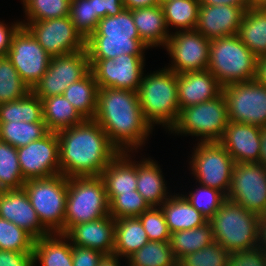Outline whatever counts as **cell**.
Wrapping results in <instances>:
<instances>
[{"instance_id":"7dc6e473","label":"cell","mask_w":266,"mask_h":266,"mask_svg":"<svg viewBox=\"0 0 266 266\" xmlns=\"http://www.w3.org/2000/svg\"><path fill=\"white\" fill-rule=\"evenodd\" d=\"M227 266H266L264 252L258 247L231 252Z\"/></svg>"},{"instance_id":"91938a15","label":"cell","mask_w":266,"mask_h":266,"mask_svg":"<svg viewBox=\"0 0 266 266\" xmlns=\"http://www.w3.org/2000/svg\"><path fill=\"white\" fill-rule=\"evenodd\" d=\"M251 8H266V0H249Z\"/></svg>"},{"instance_id":"1f68e13d","label":"cell","mask_w":266,"mask_h":266,"mask_svg":"<svg viewBox=\"0 0 266 266\" xmlns=\"http://www.w3.org/2000/svg\"><path fill=\"white\" fill-rule=\"evenodd\" d=\"M98 91V84L90 71L79 81L70 84L63 95L85 120H93L97 110Z\"/></svg>"},{"instance_id":"f35d334b","label":"cell","mask_w":266,"mask_h":266,"mask_svg":"<svg viewBox=\"0 0 266 266\" xmlns=\"http://www.w3.org/2000/svg\"><path fill=\"white\" fill-rule=\"evenodd\" d=\"M30 91L10 59L0 57V104L21 99Z\"/></svg>"},{"instance_id":"db71d44e","label":"cell","mask_w":266,"mask_h":266,"mask_svg":"<svg viewBox=\"0 0 266 266\" xmlns=\"http://www.w3.org/2000/svg\"><path fill=\"white\" fill-rule=\"evenodd\" d=\"M159 0H123L125 9L133 10L136 8L152 7L159 5Z\"/></svg>"},{"instance_id":"9c48e42d","label":"cell","mask_w":266,"mask_h":266,"mask_svg":"<svg viewBox=\"0 0 266 266\" xmlns=\"http://www.w3.org/2000/svg\"><path fill=\"white\" fill-rule=\"evenodd\" d=\"M41 224L51 233L64 234L68 177L28 179L23 185Z\"/></svg>"},{"instance_id":"cb8c5ba5","label":"cell","mask_w":266,"mask_h":266,"mask_svg":"<svg viewBox=\"0 0 266 266\" xmlns=\"http://www.w3.org/2000/svg\"><path fill=\"white\" fill-rule=\"evenodd\" d=\"M130 155V152H119L101 173L109 203L120 193L137 188V161Z\"/></svg>"},{"instance_id":"30bf717a","label":"cell","mask_w":266,"mask_h":266,"mask_svg":"<svg viewBox=\"0 0 266 266\" xmlns=\"http://www.w3.org/2000/svg\"><path fill=\"white\" fill-rule=\"evenodd\" d=\"M190 157V169L199 184L218 189L227 195L234 160L219 142L199 143Z\"/></svg>"},{"instance_id":"681fc988","label":"cell","mask_w":266,"mask_h":266,"mask_svg":"<svg viewBox=\"0 0 266 266\" xmlns=\"http://www.w3.org/2000/svg\"><path fill=\"white\" fill-rule=\"evenodd\" d=\"M0 266H34L33 252L0 250Z\"/></svg>"},{"instance_id":"ab89813d","label":"cell","mask_w":266,"mask_h":266,"mask_svg":"<svg viewBox=\"0 0 266 266\" xmlns=\"http://www.w3.org/2000/svg\"><path fill=\"white\" fill-rule=\"evenodd\" d=\"M69 17L75 29L86 40L95 32L100 20L96 0H71Z\"/></svg>"},{"instance_id":"5bb4252c","label":"cell","mask_w":266,"mask_h":266,"mask_svg":"<svg viewBox=\"0 0 266 266\" xmlns=\"http://www.w3.org/2000/svg\"><path fill=\"white\" fill-rule=\"evenodd\" d=\"M51 56H62L85 50V39L75 29L69 16L42 21H21Z\"/></svg>"},{"instance_id":"60d3db41","label":"cell","mask_w":266,"mask_h":266,"mask_svg":"<svg viewBox=\"0 0 266 266\" xmlns=\"http://www.w3.org/2000/svg\"><path fill=\"white\" fill-rule=\"evenodd\" d=\"M27 21H42L69 16L71 0H21Z\"/></svg>"},{"instance_id":"f907efd6","label":"cell","mask_w":266,"mask_h":266,"mask_svg":"<svg viewBox=\"0 0 266 266\" xmlns=\"http://www.w3.org/2000/svg\"><path fill=\"white\" fill-rule=\"evenodd\" d=\"M21 26V21H16L11 26L0 21V57L7 56L12 38Z\"/></svg>"},{"instance_id":"d6a6232c","label":"cell","mask_w":266,"mask_h":266,"mask_svg":"<svg viewBox=\"0 0 266 266\" xmlns=\"http://www.w3.org/2000/svg\"><path fill=\"white\" fill-rule=\"evenodd\" d=\"M214 242L210 222L194 229L171 233L170 246L177 261L182 257L206 248Z\"/></svg>"},{"instance_id":"83f0119b","label":"cell","mask_w":266,"mask_h":266,"mask_svg":"<svg viewBox=\"0 0 266 266\" xmlns=\"http://www.w3.org/2000/svg\"><path fill=\"white\" fill-rule=\"evenodd\" d=\"M33 262L34 266L37 262L41 266H73L72 244L64 234L60 233L35 239Z\"/></svg>"},{"instance_id":"f1b7e54d","label":"cell","mask_w":266,"mask_h":266,"mask_svg":"<svg viewBox=\"0 0 266 266\" xmlns=\"http://www.w3.org/2000/svg\"><path fill=\"white\" fill-rule=\"evenodd\" d=\"M147 242H149L147 233L138 217H123L115 220L113 253L127 260Z\"/></svg>"},{"instance_id":"680465c9","label":"cell","mask_w":266,"mask_h":266,"mask_svg":"<svg viewBox=\"0 0 266 266\" xmlns=\"http://www.w3.org/2000/svg\"><path fill=\"white\" fill-rule=\"evenodd\" d=\"M260 148H261V152L259 156V163L266 167V127L262 128Z\"/></svg>"},{"instance_id":"ee69618b","label":"cell","mask_w":266,"mask_h":266,"mask_svg":"<svg viewBox=\"0 0 266 266\" xmlns=\"http://www.w3.org/2000/svg\"><path fill=\"white\" fill-rule=\"evenodd\" d=\"M151 206L135 190L120 193L109 203V214L116 220L123 217H138Z\"/></svg>"},{"instance_id":"7402d4cb","label":"cell","mask_w":266,"mask_h":266,"mask_svg":"<svg viewBox=\"0 0 266 266\" xmlns=\"http://www.w3.org/2000/svg\"><path fill=\"white\" fill-rule=\"evenodd\" d=\"M179 109L211 100L223 93V86L209 71L177 74Z\"/></svg>"},{"instance_id":"484cf974","label":"cell","mask_w":266,"mask_h":266,"mask_svg":"<svg viewBox=\"0 0 266 266\" xmlns=\"http://www.w3.org/2000/svg\"><path fill=\"white\" fill-rule=\"evenodd\" d=\"M155 162L150 157L137 161L136 190L150 206H161L171 194L167 192L162 169Z\"/></svg>"},{"instance_id":"4fadbf2b","label":"cell","mask_w":266,"mask_h":266,"mask_svg":"<svg viewBox=\"0 0 266 266\" xmlns=\"http://www.w3.org/2000/svg\"><path fill=\"white\" fill-rule=\"evenodd\" d=\"M90 72V61L85 50L51 57L47 72L31 91L41 100L62 95L72 83L79 81Z\"/></svg>"},{"instance_id":"f5cc1de1","label":"cell","mask_w":266,"mask_h":266,"mask_svg":"<svg viewBox=\"0 0 266 266\" xmlns=\"http://www.w3.org/2000/svg\"><path fill=\"white\" fill-rule=\"evenodd\" d=\"M200 5H230L236 7H251L249 0H199Z\"/></svg>"},{"instance_id":"7a4b0ae2","label":"cell","mask_w":266,"mask_h":266,"mask_svg":"<svg viewBox=\"0 0 266 266\" xmlns=\"http://www.w3.org/2000/svg\"><path fill=\"white\" fill-rule=\"evenodd\" d=\"M57 136L60 171L65 177L101 176L120 152L94 120L59 130Z\"/></svg>"},{"instance_id":"6f0895ef","label":"cell","mask_w":266,"mask_h":266,"mask_svg":"<svg viewBox=\"0 0 266 266\" xmlns=\"http://www.w3.org/2000/svg\"><path fill=\"white\" fill-rule=\"evenodd\" d=\"M119 258L121 259L122 257L116 253L103 254L98 266H120Z\"/></svg>"},{"instance_id":"11a10c76","label":"cell","mask_w":266,"mask_h":266,"mask_svg":"<svg viewBox=\"0 0 266 266\" xmlns=\"http://www.w3.org/2000/svg\"><path fill=\"white\" fill-rule=\"evenodd\" d=\"M257 247L266 253V215L260 216L259 219Z\"/></svg>"},{"instance_id":"d6986e66","label":"cell","mask_w":266,"mask_h":266,"mask_svg":"<svg viewBox=\"0 0 266 266\" xmlns=\"http://www.w3.org/2000/svg\"><path fill=\"white\" fill-rule=\"evenodd\" d=\"M251 7L200 5L195 30L208 40L237 35L243 15Z\"/></svg>"},{"instance_id":"9a60e30c","label":"cell","mask_w":266,"mask_h":266,"mask_svg":"<svg viewBox=\"0 0 266 266\" xmlns=\"http://www.w3.org/2000/svg\"><path fill=\"white\" fill-rule=\"evenodd\" d=\"M145 55H120L115 59H89L90 71L99 88L138 91L141 84Z\"/></svg>"},{"instance_id":"9f6ffc18","label":"cell","mask_w":266,"mask_h":266,"mask_svg":"<svg viewBox=\"0 0 266 266\" xmlns=\"http://www.w3.org/2000/svg\"><path fill=\"white\" fill-rule=\"evenodd\" d=\"M255 79L263 86H266V56L257 59Z\"/></svg>"},{"instance_id":"277c9868","label":"cell","mask_w":266,"mask_h":266,"mask_svg":"<svg viewBox=\"0 0 266 266\" xmlns=\"http://www.w3.org/2000/svg\"><path fill=\"white\" fill-rule=\"evenodd\" d=\"M139 104L145 120L171 130L179 118L177 74L167 67L143 75L138 88Z\"/></svg>"},{"instance_id":"d590c367","label":"cell","mask_w":266,"mask_h":266,"mask_svg":"<svg viewBox=\"0 0 266 266\" xmlns=\"http://www.w3.org/2000/svg\"><path fill=\"white\" fill-rule=\"evenodd\" d=\"M48 132L45 122H0V140L16 148L40 140Z\"/></svg>"},{"instance_id":"e0dca14e","label":"cell","mask_w":266,"mask_h":266,"mask_svg":"<svg viewBox=\"0 0 266 266\" xmlns=\"http://www.w3.org/2000/svg\"><path fill=\"white\" fill-rule=\"evenodd\" d=\"M164 48L172 59L167 68L176 74L207 70L210 40L197 30L172 32Z\"/></svg>"},{"instance_id":"f6af8a7d","label":"cell","mask_w":266,"mask_h":266,"mask_svg":"<svg viewBox=\"0 0 266 266\" xmlns=\"http://www.w3.org/2000/svg\"><path fill=\"white\" fill-rule=\"evenodd\" d=\"M229 255L221 244L214 241L206 248L182 257L178 266H227Z\"/></svg>"},{"instance_id":"8992f818","label":"cell","mask_w":266,"mask_h":266,"mask_svg":"<svg viewBox=\"0 0 266 266\" xmlns=\"http://www.w3.org/2000/svg\"><path fill=\"white\" fill-rule=\"evenodd\" d=\"M257 57L232 35L210 41L209 70L224 87L256 78Z\"/></svg>"},{"instance_id":"52a82bcc","label":"cell","mask_w":266,"mask_h":266,"mask_svg":"<svg viewBox=\"0 0 266 266\" xmlns=\"http://www.w3.org/2000/svg\"><path fill=\"white\" fill-rule=\"evenodd\" d=\"M108 215L109 202L101 176L68 177L64 234L76 224Z\"/></svg>"},{"instance_id":"816d5d0a","label":"cell","mask_w":266,"mask_h":266,"mask_svg":"<svg viewBox=\"0 0 266 266\" xmlns=\"http://www.w3.org/2000/svg\"><path fill=\"white\" fill-rule=\"evenodd\" d=\"M96 5L100 19L116 16L124 9L123 0H96Z\"/></svg>"},{"instance_id":"4316f807","label":"cell","mask_w":266,"mask_h":266,"mask_svg":"<svg viewBox=\"0 0 266 266\" xmlns=\"http://www.w3.org/2000/svg\"><path fill=\"white\" fill-rule=\"evenodd\" d=\"M160 208L171 233L194 229L208 222L206 217L190 204L184 194H172Z\"/></svg>"},{"instance_id":"e575fe53","label":"cell","mask_w":266,"mask_h":266,"mask_svg":"<svg viewBox=\"0 0 266 266\" xmlns=\"http://www.w3.org/2000/svg\"><path fill=\"white\" fill-rule=\"evenodd\" d=\"M167 28L178 31L194 30L200 7L199 0H171L161 4ZM174 26V27H173Z\"/></svg>"},{"instance_id":"c3c4849f","label":"cell","mask_w":266,"mask_h":266,"mask_svg":"<svg viewBox=\"0 0 266 266\" xmlns=\"http://www.w3.org/2000/svg\"><path fill=\"white\" fill-rule=\"evenodd\" d=\"M102 255L98 250L72 245L73 266H98Z\"/></svg>"},{"instance_id":"7c38bea8","label":"cell","mask_w":266,"mask_h":266,"mask_svg":"<svg viewBox=\"0 0 266 266\" xmlns=\"http://www.w3.org/2000/svg\"><path fill=\"white\" fill-rule=\"evenodd\" d=\"M226 198L258 216L266 215V167L260 163H235Z\"/></svg>"},{"instance_id":"6da1fadb","label":"cell","mask_w":266,"mask_h":266,"mask_svg":"<svg viewBox=\"0 0 266 266\" xmlns=\"http://www.w3.org/2000/svg\"><path fill=\"white\" fill-rule=\"evenodd\" d=\"M120 152H137L153 128L145 120L137 91L99 88L93 118Z\"/></svg>"},{"instance_id":"ac0fdd59","label":"cell","mask_w":266,"mask_h":266,"mask_svg":"<svg viewBox=\"0 0 266 266\" xmlns=\"http://www.w3.org/2000/svg\"><path fill=\"white\" fill-rule=\"evenodd\" d=\"M17 155L25 180L49 178L61 174L57 132L49 131L40 140L17 148Z\"/></svg>"},{"instance_id":"4dcf8cb0","label":"cell","mask_w":266,"mask_h":266,"mask_svg":"<svg viewBox=\"0 0 266 266\" xmlns=\"http://www.w3.org/2000/svg\"><path fill=\"white\" fill-rule=\"evenodd\" d=\"M237 35L257 58L266 56V8L246 10Z\"/></svg>"},{"instance_id":"d4e9b609","label":"cell","mask_w":266,"mask_h":266,"mask_svg":"<svg viewBox=\"0 0 266 266\" xmlns=\"http://www.w3.org/2000/svg\"><path fill=\"white\" fill-rule=\"evenodd\" d=\"M140 39L149 47L166 46L169 36L164 12L159 4L131 10Z\"/></svg>"},{"instance_id":"f546056e","label":"cell","mask_w":266,"mask_h":266,"mask_svg":"<svg viewBox=\"0 0 266 266\" xmlns=\"http://www.w3.org/2000/svg\"><path fill=\"white\" fill-rule=\"evenodd\" d=\"M42 111L43 121L51 132H58L85 121L63 94L43 98Z\"/></svg>"},{"instance_id":"3957f363","label":"cell","mask_w":266,"mask_h":266,"mask_svg":"<svg viewBox=\"0 0 266 266\" xmlns=\"http://www.w3.org/2000/svg\"><path fill=\"white\" fill-rule=\"evenodd\" d=\"M89 59H115L120 55H144L149 47L140 39L132 12L101 18L95 32L85 41Z\"/></svg>"},{"instance_id":"b9f144b4","label":"cell","mask_w":266,"mask_h":266,"mask_svg":"<svg viewBox=\"0 0 266 266\" xmlns=\"http://www.w3.org/2000/svg\"><path fill=\"white\" fill-rule=\"evenodd\" d=\"M35 238L14 223L0 218V250L33 252Z\"/></svg>"},{"instance_id":"44dd1931","label":"cell","mask_w":266,"mask_h":266,"mask_svg":"<svg viewBox=\"0 0 266 266\" xmlns=\"http://www.w3.org/2000/svg\"><path fill=\"white\" fill-rule=\"evenodd\" d=\"M0 218L23 228L35 239L51 234L42 224L25 190L0 191Z\"/></svg>"},{"instance_id":"8fae6325","label":"cell","mask_w":266,"mask_h":266,"mask_svg":"<svg viewBox=\"0 0 266 266\" xmlns=\"http://www.w3.org/2000/svg\"><path fill=\"white\" fill-rule=\"evenodd\" d=\"M231 122L266 127V86L256 79L223 87Z\"/></svg>"},{"instance_id":"603a6c76","label":"cell","mask_w":266,"mask_h":266,"mask_svg":"<svg viewBox=\"0 0 266 266\" xmlns=\"http://www.w3.org/2000/svg\"><path fill=\"white\" fill-rule=\"evenodd\" d=\"M72 245L98 250L103 254L113 253L115 219L105 216L72 226L64 234Z\"/></svg>"},{"instance_id":"836d02e7","label":"cell","mask_w":266,"mask_h":266,"mask_svg":"<svg viewBox=\"0 0 266 266\" xmlns=\"http://www.w3.org/2000/svg\"><path fill=\"white\" fill-rule=\"evenodd\" d=\"M44 122L42 100L32 91L21 99L0 104V122Z\"/></svg>"},{"instance_id":"ba28073f","label":"cell","mask_w":266,"mask_h":266,"mask_svg":"<svg viewBox=\"0 0 266 266\" xmlns=\"http://www.w3.org/2000/svg\"><path fill=\"white\" fill-rule=\"evenodd\" d=\"M228 123L227 103L222 93L211 100L181 109L170 133L200 137L199 143L220 142Z\"/></svg>"},{"instance_id":"2e32d148","label":"cell","mask_w":266,"mask_h":266,"mask_svg":"<svg viewBox=\"0 0 266 266\" xmlns=\"http://www.w3.org/2000/svg\"><path fill=\"white\" fill-rule=\"evenodd\" d=\"M7 57L30 89L47 72L51 56L24 26L14 34Z\"/></svg>"},{"instance_id":"94428289","label":"cell","mask_w":266,"mask_h":266,"mask_svg":"<svg viewBox=\"0 0 266 266\" xmlns=\"http://www.w3.org/2000/svg\"><path fill=\"white\" fill-rule=\"evenodd\" d=\"M168 1H171V0H159L160 5H161L162 3H164V2H168Z\"/></svg>"},{"instance_id":"5b68a950","label":"cell","mask_w":266,"mask_h":266,"mask_svg":"<svg viewBox=\"0 0 266 266\" xmlns=\"http://www.w3.org/2000/svg\"><path fill=\"white\" fill-rule=\"evenodd\" d=\"M259 219L260 216L226 199L208 221L214 241L231 253L257 247Z\"/></svg>"},{"instance_id":"bcb514c9","label":"cell","mask_w":266,"mask_h":266,"mask_svg":"<svg viewBox=\"0 0 266 266\" xmlns=\"http://www.w3.org/2000/svg\"><path fill=\"white\" fill-rule=\"evenodd\" d=\"M149 241L168 242L171 232L160 206H151L138 216Z\"/></svg>"},{"instance_id":"ffe728a7","label":"cell","mask_w":266,"mask_h":266,"mask_svg":"<svg viewBox=\"0 0 266 266\" xmlns=\"http://www.w3.org/2000/svg\"><path fill=\"white\" fill-rule=\"evenodd\" d=\"M262 127L231 122L219 142L235 163H259Z\"/></svg>"},{"instance_id":"8d00e7d4","label":"cell","mask_w":266,"mask_h":266,"mask_svg":"<svg viewBox=\"0 0 266 266\" xmlns=\"http://www.w3.org/2000/svg\"><path fill=\"white\" fill-rule=\"evenodd\" d=\"M126 263L130 266H178L170 241H149L132 254Z\"/></svg>"},{"instance_id":"7bdbcfd3","label":"cell","mask_w":266,"mask_h":266,"mask_svg":"<svg viewBox=\"0 0 266 266\" xmlns=\"http://www.w3.org/2000/svg\"><path fill=\"white\" fill-rule=\"evenodd\" d=\"M190 204L209 220L227 199L226 195L218 189L201 185L196 190L185 194Z\"/></svg>"},{"instance_id":"74e56055","label":"cell","mask_w":266,"mask_h":266,"mask_svg":"<svg viewBox=\"0 0 266 266\" xmlns=\"http://www.w3.org/2000/svg\"><path fill=\"white\" fill-rule=\"evenodd\" d=\"M25 182L17 148L0 140V191L22 189Z\"/></svg>"}]
</instances>
